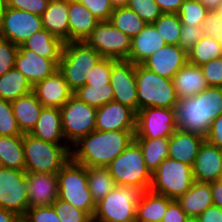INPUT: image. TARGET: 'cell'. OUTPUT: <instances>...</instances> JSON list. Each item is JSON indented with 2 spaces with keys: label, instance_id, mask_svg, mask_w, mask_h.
Here are the masks:
<instances>
[{
  "label": "cell",
  "instance_id": "cell-1",
  "mask_svg": "<svg viewBox=\"0 0 222 222\" xmlns=\"http://www.w3.org/2000/svg\"><path fill=\"white\" fill-rule=\"evenodd\" d=\"M134 138L135 130H94L71 147V159L86 167H108Z\"/></svg>",
  "mask_w": 222,
  "mask_h": 222
},
{
  "label": "cell",
  "instance_id": "cell-2",
  "mask_svg": "<svg viewBox=\"0 0 222 222\" xmlns=\"http://www.w3.org/2000/svg\"><path fill=\"white\" fill-rule=\"evenodd\" d=\"M26 173L57 174L71 158L68 144H54L23 134Z\"/></svg>",
  "mask_w": 222,
  "mask_h": 222
},
{
  "label": "cell",
  "instance_id": "cell-3",
  "mask_svg": "<svg viewBox=\"0 0 222 222\" xmlns=\"http://www.w3.org/2000/svg\"><path fill=\"white\" fill-rule=\"evenodd\" d=\"M143 190L119 185L96 203L93 222H136L137 203Z\"/></svg>",
  "mask_w": 222,
  "mask_h": 222
},
{
  "label": "cell",
  "instance_id": "cell-4",
  "mask_svg": "<svg viewBox=\"0 0 222 222\" xmlns=\"http://www.w3.org/2000/svg\"><path fill=\"white\" fill-rule=\"evenodd\" d=\"M138 111L146 107L175 109L178 103L173 81L135 64Z\"/></svg>",
  "mask_w": 222,
  "mask_h": 222
},
{
  "label": "cell",
  "instance_id": "cell-5",
  "mask_svg": "<svg viewBox=\"0 0 222 222\" xmlns=\"http://www.w3.org/2000/svg\"><path fill=\"white\" fill-rule=\"evenodd\" d=\"M103 57L92 47L82 42H67L63 45L58 70L69 88L75 92L86 84V74Z\"/></svg>",
  "mask_w": 222,
  "mask_h": 222
},
{
  "label": "cell",
  "instance_id": "cell-6",
  "mask_svg": "<svg viewBox=\"0 0 222 222\" xmlns=\"http://www.w3.org/2000/svg\"><path fill=\"white\" fill-rule=\"evenodd\" d=\"M107 168L117 186H136L143 191L150 189L152 174L146 168L142 150L135 140Z\"/></svg>",
  "mask_w": 222,
  "mask_h": 222
},
{
  "label": "cell",
  "instance_id": "cell-7",
  "mask_svg": "<svg viewBox=\"0 0 222 222\" xmlns=\"http://www.w3.org/2000/svg\"><path fill=\"white\" fill-rule=\"evenodd\" d=\"M57 176L58 198L69 202L93 217L96 203L88 189L87 167L70 158L57 173Z\"/></svg>",
  "mask_w": 222,
  "mask_h": 222
},
{
  "label": "cell",
  "instance_id": "cell-8",
  "mask_svg": "<svg viewBox=\"0 0 222 222\" xmlns=\"http://www.w3.org/2000/svg\"><path fill=\"white\" fill-rule=\"evenodd\" d=\"M192 166L166 158L152 173L150 191L177 200L193 185Z\"/></svg>",
  "mask_w": 222,
  "mask_h": 222
},
{
  "label": "cell",
  "instance_id": "cell-9",
  "mask_svg": "<svg viewBox=\"0 0 222 222\" xmlns=\"http://www.w3.org/2000/svg\"><path fill=\"white\" fill-rule=\"evenodd\" d=\"M60 112L64 138L70 147L95 130L97 108L76 96L72 95Z\"/></svg>",
  "mask_w": 222,
  "mask_h": 222
},
{
  "label": "cell",
  "instance_id": "cell-10",
  "mask_svg": "<svg viewBox=\"0 0 222 222\" xmlns=\"http://www.w3.org/2000/svg\"><path fill=\"white\" fill-rule=\"evenodd\" d=\"M131 40L107 20L99 21L84 42L103 58L127 60L131 50Z\"/></svg>",
  "mask_w": 222,
  "mask_h": 222
},
{
  "label": "cell",
  "instance_id": "cell-11",
  "mask_svg": "<svg viewBox=\"0 0 222 222\" xmlns=\"http://www.w3.org/2000/svg\"><path fill=\"white\" fill-rule=\"evenodd\" d=\"M27 195V173L0 166V208L22 219L29 208Z\"/></svg>",
  "mask_w": 222,
  "mask_h": 222
},
{
  "label": "cell",
  "instance_id": "cell-12",
  "mask_svg": "<svg viewBox=\"0 0 222 222\" xmlns=\"http://www.w3.org/2000/svg\"><path fill=\"white\" fill-rule=\"evenodd\" d=\"M176 129L175 109L146 107L136 113L135 138L170 137Z\"/></svg>",
  "mask_w": 222,
  "mask_h": 222
},
{
  "label": "cell",
  "instance_id": "cell-13",
  "mask_svg": "<svg viewBox=\"0 0 222 222\" xmlns=\"http://www.w3.org/2000/svg\"><path fill=\"white\" fill-rule=\"evenodd\" d=\"M43 29L41 16L6 7L0 17V38L20 46L37 31Z\"/></svg>",
  "mask_w": 222,
  "mask_h": 222
},
{
  "label": "cell",
  "instance_id": "cell-14",
  "mask_svg": "<svg viewBox=\"0 0 222 222\" xmlns=\"http://www.w3.org/2000/svg\"><path fill=\"white\" fill-rule=\"evenodd\" d=\"M110 84L113 88V100L138 112L137 83L135 64L128 60H117L112 65Z\"/></svg>",
  "mask_w": 222,
  "mask_h": 222
},
{
  "label": "cell",
  "instance_id": "cell-15",
  "mask_svg": "<svg viewBox=\"0 0 222 222\" xmlns=\"http://www.w3.org/2000/svg\"><path fill=\"white\" fill-rule=\"evenodd\" d=\"M177 129L206 136L210 125L204 120L203 91L178 100L175 107Z\"/></svg>",
  "mask_w": 222,
  "mask_h": 222
},
{
  "label": "cell",
  "instance_id": "cell-16",
  "mask_svg": "<svg viewBox=\"0 0 222 222\" xmlns=\"http://www.w3.org/2000/svg\"><path fill=\"white\" fill-rule=\"evenodd\" d=\"M95 130H136V113L131 108L112 100L97 108Z\"/></svg>",
  "mask_w": 222,
  "mask_h": 222
},
{
  "label": "cell",
  "instance_id": "cell-17",
  "mask_svg": "<svg viewBox=\"0 0 222 222\" xmlns=\"http://www.w3.org/2000/svg\"><path fill=\"white\" fill-rule=\"evenodd\" d=\"M188 62L187 52L179 45H168L157 50L141 65L159 76L171 79Z\"/></svg>",
  "mask_w": 222,
  "mask_h": 222
},
{
  "label": "cell",
  "instance_id": "cell-18",
  "mask_svg": "<svg viewBox=\"0 0 222 222\" xmlns=\"http://www.w3.org/2000/svg\"><path fill=\"white\" fill-rule=\"evenodd\" d=\"M59 62L60 60L43 58L29 49L18 48L14 67L34 86L37 82L53 75L58 70Z\"/></svg>",
  "mask_w": 222,
  "mask_h": 222
},
{
  "label": "cell",
  "instance_id": "cell-19",
  "mask_svg": "<svg viewBox=\"0 0 222 222\" xmlns=\"http://www.w3.org/2000/svg\"><path fill=\"white\" fill-rule=\"evenodd\" d=\"M192 170L194 181L197 182L210 183L222 179L221 149L204 140Z\"/></svg>",
  "mask_w": 222,
  "mask_h": 222
},
{
  "label": "cell",
  "instance_id": "cell-20",
  "mask_svg": "<svg viewBox=\"0 0 222 222\" xmlns=\"http://www.w3.org/2000/svg\"><path fill=\"white\" fill-rule=\"evenodd\" d=\"M29 208L50 206L58 199V176L47 173H27Z\"/></svg>",
  "mask_w": 222,
  "mask_h": 222
},
{
  "label": "cell",
  "instance_id": "cell-21",
  "mask_svg": "<svg viewBox=\"0 0 222 222\" xmlns=\"http://www.w3.org/2000/svg\"><path fill=\"white\" fill-rule=\"evenodd\" d=\"M33 92L43 107L61 108L73 95L63 75L57 70L53 75L37 82Z\"/></svg>",
  "mask_w": 222,
  "mask_h": 222
},
{
  "label": "cell",
  "instance_id": "cell-22",
  "mask_svg": "<svg viewBox=\"0 0 222 222\" xmlns=\"http://www.w3.org/2000/svg\"><path fill=\"white\" fill-rule=\"evenodd\" d=\"M204 140L203 135L176 129L169 137L168 158L193 166Z\"/></svg>",
  "mask_w": 222,
  "mask_h": 222
},
{
  "label": "cell",
  "instance_id": "cell-23",
  "mask_svg": "<svg viewBox=\"0 0 222 222\" xmlns=\"http://www.w3.org/2000/svg\"><path fill=\"white\" fill-rule=\"evenodd\" d=\"M99 20L80 2L68 0L69 42L87 39Z\"/></svg>",
  "mask_w": 222,
  "mask_h": 222
},
{
  "label": "cell",
  "instance_id": "cell-24",
  "mask_svg": "<svg viewBox=\"0 0 222 222\" xmlns=\"http://www.w3.org/2000/svg\"><path fill=\"white\" fill-rule=\"evenodd\" d=\"M165 45L166 42L154 25L147 23V25L132 38L131 50L127 60L133 64L141 65L147 58Z\"/></svg>",
  "mask_w": 222,
  "mask_h": 222
},
{
  "label": "cell",
  "instance_id": "cell-25",
  "mask_svg": "<svg viewBox=\"0 0 222 222\" xmlns=\"http://www.w3.org/2000/svg\"><path fill=\"white\" fill-rule=\"evenodd\" d=\"M178 100L195 96L208 87L200 66L186 63L172 78Z\"/></svg>",
  "mask_w": 222,
  "mask_h": 222
},
{
  "label": "cell",
  "instance_id": "cell-26",
  "mask_svg": "<svg viewBox=\"0 0 222 222\" xmlns=\"http://www.w3.org/2000/svg\"><path fill=\"white\" fill-rule=\"evenodd\" d=\"M42 26L62 42H69L68 0H50L41 15Z\"/></svg>",
  "mask_w": 222,
  "mask_h": 222
},
{
  "label": "cell",
  "instance_id": "cell-27",
  "mask_svg": "<svg viewBox=\"0 0 222 222\" xmlns=\"http://www.w3.org/2000/svg\"><path fill=\"white\" fill-rule=\"evenodd\" d=\"M30 134L54 144H67L62 130L60 108L43 107L36 126Z\"/></svg>",
  "mask_w": 222,
  "mask_h": 222
},
{
  "label": "cell",
  "instance_id": "cell-28",
  "mask_svg": "<svg viewBox=\"0 0 222 222\" xmlns=\"http://www.w3.org/2000/svg\"><path fill=\"white\" fill-rule=\"evenodd\" d=\"M13 114L22 134H30L40 117L43 105L32 91L11 102Z\"/></svg>",
  "mask_w": 222,
  "mask_h": 222
},
{
  "label": "cell",
  "instance_id": "cell-29",
  "mask_svg": "<svg viewBox=\"0 0 222 222\" xmlns=\"http://www.w3.org/2000/svg\"><path fill=\"white\" fill-rule=\"evenodd\" d=\"M176 201L188 216L198 217L213 205L210 183L194 181L190 189Z\"/></svg>",
  "mask_w": 222,
  "mask_h": 222
},
{
  "label": "cell",
  "instance_id": "cell-30",
  "mask_svg": "<svg viewBox=\"0 0 222 222\" xmlns=\"http://www.w3.org/2000/svg\"><path fill=\"white\" fill-rule=\"evenodd\" d=\"M172 201L164 195L144 191L137 203L136 222H161Z\"/></svg>",
  "mask_w": 222,
  "mask_h": 222
},
{
  "label": "cell",
  "instance_id": "cell-31",
  "mask_svg": "<svg viewBox=\"0 0 222 222\" xmlns=\"http://www.w3.org/2000/svg\"><path fill=\"white\" fill-rule=\"evenodd\" d=\"M63 45L64 42L51 35L43 28L25 40L19 48H26L34 51L36 54L46 59L60 60Z\"/></svg>",
  "mask_w": 222,
  "mask_h": 222
},
{
  "label": "cell",
  "instance_id": "cell-32",
  "mask_svg": "<svg viewBox=\"0 0 222 222\" xmlns=\"http://www.w3.org/2000/svg\"><path fill=\"white\" fill-rule=\"evenodd\" d=\"M0 166L25 171L23 135L0 136Z\"/></svg>",
  "mask_w": 222,
  "mask_h": 222
},
{
  "label": "cell",
  "instance_id": "cell-33",
  "mask_svg": "<svg viewBox=\"0 0 222 222\" xmlns=\"http://www.w3.org/2000/svg\"><path fill=\"white\" fill-rule=\"evenodd\" d=\"M32 91V84L26 79L24 74L15 67L0 76V98L5 101L12 102L18 97L24 96Z\"/></svg>",
  "mask_w": 222,
  "mask_h": 222
},
{
  "label": "cell",
  "instance_id": "cell-34",
  "mask_svg": "<svg viewBox=\"0 0 222 222\" xmlns=\"http://www.w3.org/2000/svg\"><path fill=\"white\" fill-rule=\"evenodd\" d=\"M139 144L146 168L151 174L157 169L160 163L168 158L169 137L164 138H134Z\"/></svg>",
  "mask_w": 222,
  "mask_h": 222
},
{
  "label": "cell",
  "instance_id": "cell-35",
  "mask_svg": "<svg viewBox=\"0 0 222 222\" xmlns=\"http://www.w3.org/2000/svg\"><path fill=\"white\" fill-rule=\"evenodd\" d=\"M87 183L95 203L117 186L107 167H87Z\"/></svg>",
  "mask_w": 222,
  "mask_h": 222
},
{
  "label": "cell",
  "instance_id": "cell-36",
  "mask_svg": "<svg viewBox=\"0 0 222 222\" xmlns=\"http://www.w3.org/2000/svg\"><path fill=\"white\" fill-rule=\"evenodd\" d=\"M188 63L201 66L212 59L222 57L221 41L203 36L188 52Z\"/></svg>",
  "mask_w": 222,
  "mask_h": 222
},
{
  "label": "cell",
  "instance_id": "cell-37",
  "mask_svg": "<svg viewBox=\"0 0 222 222\" xmlns=\"http://www.w3.org/2000/svg\"><path fill=\"white\" fill-rule=\"evenodd\" d=\"M109 21L131 39L147 25L136 12L127 6L114 8Z\"/></svg>",
  "mask_w": 222,
  "mask_h": 222
},
{
  "label": "cell",
  "instance_id": "cell-38",
  "mask_svg": "<svg viewBox=\"0 0 222 222\" xmlns=\"http://www.w3.org/2000/svg\"><path fill=\"white\" fill-rule=\"evenodd\" d=\"M73 95L80 101L99 108L113 100V88L110 83L98 85L85 84L73 92Z\"/></svg>",
  "mask_w": 222,
  "mask_h": 222
},
{
  "label": "cell",
  "instance_id": "cell-39",
  "mask_svg": "<svg viewBox=\"0 0 222 222\" xmlns=\"http://www.w3.org/2000/svg\"><path fill=\"white\" fill-rule=\"evenodd\" d=\"M168 45H179L182 23L177 13H163L152 23Z\"/></svg>",
  "mask_w": 222,
  "mask_h": 222
},
{
  "label": "cell",
  "instance_id": "cell-40",
  "mask_svg": "<svg viewBox=\"0 0 222 222\" xmlns=\"http://www.w3.org/2000/svg\"><path fill=\"white\" fill-rule=\"evenodd\" d=\"M209 11L198 0H183L177 14L182 24L202 26Z\"/></svg>",
  "mask_w": 222,
  "mask_h": 222
},
{
  "label": "cell",
  "instance_id": "cell-41",
  "mask_svg": "<svg viewBox=\"0 0 222 222\" xmlns=\"http://www.w3.org/2000/svg\"><path fill=\"white\" fill-rule=\"evenodd\" d=\"M204 120L212 121L222 114V87L208 86L203 90Z\"/></svg>",
  "mask_w": 222,
  "mask_h": 222
},
{
  "label": "cell",
  "instance_id": "cell-42",
  "mask_svg": "<svg viewBox=\"0 0 222 222\" xmlns=\"http://www.w3.org/2000/svg\"><path fill=\"white\" fill-rule=\"evenodd\" d=\"M52 206L61 222H93L92 217L87 212L76 208L65 200L58 198Z\"/></svg>",
  "mask_w": 222,
  "mask_h": 222
},
{
  "label": "cell",
  "instance_id": "cell-43",
  "mask_svg": "<svg viewBox=\"0 0 222 222\" xmlns=\"http://www.w3.org/2000/svg\"><path fill=\"white\" fill-rule=\"evenodd\" d=\"M23 135L13 114L11 102L0 98V136Z\"/></svg>",
  "mask_w": 222,
  "mask_h": 222
},
{
  "label": "cell",
  "instance_id": "cell-44",
  "mask_svg": "<svg viewBox=\"0 0 222 222\" xmlns=\"http://www.w3.org/2000/svg\"><path fill=\"white\" fill-rule=\"evenodd\" d=\"M127 7L146 23L155 22L163 14L154 0H129Z\"/></svg>",
  "mask_w": 222,
  "mask_h": 222
},
{
  "label": "cell",
  "instance_id": "cell-45",
  "mask_svg": "<svg viewBox=\"0 0 222 222\" xmlns=\"http://www.w3.org/2000/svg\"><path fill=\"white\" fill-rule=\"evenodd\" d=\"M113 58H102L86 74V84L98 85L109 84L112 65L116 62Z\"/></svg>",
  "mask_w": 222,
  "mask_h": 222
},
{
  "label": "cell",
  "instance_id": "cell-46",
  "mask_svg": "<svg viewBox=\"0 0 222 222\" xmlns=\"http://www.w3.org/2000/svg\"><path fill=\"white\" fill-rule=\"evenodd\" d=\"M23 222H61L52 205L28 208Z\"/></svg>",
  "mask_w": 222,
  "mask_h": 222
},
{
  "label": "cell",
  "instance_id": "cell-47",
  "mask_svg": "<svg viewBox=\"0 0 222 222\" xmlns=\"http://www.w3.org/2000/svg\"><path fill=\"white\" fill-rule=\"evenodd\" d=\"M19 46L0 38V76L14 67Z\"/></svg>",
  "mask_w": 222,
  "mask_h": 222
},
{
  "label": "cell",
  "instance_id": "cell-48",
  "mask_svg": "<svg viewBox=\"0 0 222 222\" xmlns=\"http://www.w3.org/2000/svg\"><path fill=\"white\" fill-rule=\"evenodd\" d=\"M208 86L222 87V57L200 66Z\"/></svg>",
  "mask_w": 222,
  "mask_h": 222
},
{
  "label": "cell",
  "instance_id": "cell-49",
  "mask_svg": "<svg viewBox=\"0 0 222 222\" xmlns=\"http://www.w3.org/2000/svg\"><path fill=\"white\" fill-rule=\"evenodd\" d=\"M82 3L85 7L99 20H110L111 13L114 8L110 0H76Z\"/></svg>",
  "mask_w": 222,
  "mask_h": 222
},
{
  "label": "cell",
  "instance_id": "cell-50",
  "mask_svg": "<svg viewBox=\"0 0 222 222\" xmlns=\"http://www.w3.org/2000/svg\"><path fill=\"white\" fill-rule=\"evenodd\" d=\"M50 0H6V7L23 10L41 16Z\"/></svg>",
  "mask_w": 222,
  "mask_h": 222
},
{
  "label": "cell",
  "instance_id": "cell-51",
  "mask_svg": "<svg viewBox=\"0 0 222 222\" xmlns=\"http://www.w3.org/2000/svg\"><path fill=\"white\" fill-rule=\"evenodd\" d=\"M203 36L202 26L182 24L179 46L188 52Z\"/></svg>",
  "mask_w": 222,
  "mask_h": 222
},
{
  "label": "cell",
  "instance_id": "cell-52",
  "mask_svg": "<svg viewBox=\"0 0 222 222\" xmlns=\"http://www.w3.org/2000/svg\"><path fill=\"white\" fill-rule=\"evenodd\" d=\"M203 34L205 37L222 40V19L216 11L210 10L202 24Z\"/></svg>",
  "mask_w": 222,
  "mask_h": 222
},
{
  "label": "cell",
  "instance_id": "cell-53",
  "mask_svg": "<svg viewBox=\"0 0 222 222\" xmlns=\"http://www.w3.org/2000/svg\"><path fill=\"white\" fill-rule=\"evenodd\" d=\"M205 140L222 149V114L212 121Z\"/></svg>",
  "mask_w": 222,
  "mask_h": 222
},
{
  "label": "cell",
  "instance_id": "cell-54",
  "mask_svg": "<svg viewBox=\"0 0 222 222\" xmlns=\"http://www.w3.org/2000/svg\"><path fill=\"white\" fill-rule=\"evenodd\" d=\"M188 215L181 208L180 204L173 200L163 215L161 222H185Z\"/></svg>",
  "mask_w": 222,
  "mask_h": 222
},
{
  "label": "cell",
  "instance_id": "cell-55",
  "mask_svg": "<svg viewBox=\"0 0 222 222\" xmlns=\"http://www.w3.org/2000/svg\"><path fill=\"white\" fill-rule=\"evenodd\" d=\"M200 222H222V208L211 205L198 216Z\"/></svg>",
  "mask_w": 222,
  "mask_h": 222
},
{
  "label": "cell",
  "instance_id": "cell-56",
  "mask_svg": "<svg viewBox=\"0 0 222 222\" xmlns=\"http://www.w3.org/2000/svg\"><path fill=\"white\" fill-rule=\"evenodd\" d=\"M162 13H178L183 0H154Z\"/></svg>",
  "mask_w": 222,
  "mask_h": 222
},
{
  "label": "cell",
  "instance_id": "cell-57",
  "mask_svg": "<svg viewBox=\"0 0 222 222\" xmlns=\"http://www.w3.org/2000/svg\"><path fill=\"white\" fill-rule=\"evenodd\" d=\"M213 204L222 208V179L210 182Z\"/></svg>",
  "mask_w": 222,
  "mask_h": 222
},
{
  "label": "cell",
  "instance_id": "cell-58",
  "mask_svg": "<svg viewBox=\"0 0 222 222\" xmlns=\"http://www.w3.org/2000/svg\"><path fill=\"white\" fill-rule=\"evenodd\" d=\"M21 218L7 209L0 208V222H20Z\"/></svg>",
  "mask_w": 222,
  "mask_h": 222
},
{
  "label": "cell",
  "instance_id": "cell-59",
  "mask_svg": "<svg viewBox=\"0 0 222 222\" xmlns=\"http://www.w3.org/2000/svg\"><path fill=\"white\" fill-rule=\"evenodd\" d=\"M209 10H214L222 0H198Z\"/></svg>",
  "mask_w": 222,
  "mask_h": 222
},
{
  "label": "cell",
  "instance_id": "cell-60",
  "mask_svg": "<svg viewBox=\"0 0 222 222\" xmlns=\"http://www.w3.org/2000/svg\"><path fill=\"white\" fill-rule=\"evenodd\" d=\"M113 8L125 7L127 6L129 0H110Z\"/></svg>",
  "mask_w": 222,
  "mask_h": 222
},
{
  "label": "cell",
  "instance_id": "cell-61",
  "mask_svg": "<svg viewBox=\"0 0 222 222\" xmlns=\"http://www.w3.org/2000/svg\"><path fill=\"white\" fill-rule=\"evenodd\" d=\"M217 12L219 17L222 19V1L218 4V6L214 9Z\"/></svg>",
  "mask_w": 222,
  "mask_h": 222
},
{
  "label": "cell",
  "instance_id": "cell-62",
  "mask_svg": "<svg viewBox=\"0 0 222 222\" xmlns=\"http://www.w3.org/2000/svg\"><path fill=\"white\" fill-rule=\"evenodd\" d=\"M6 8V0H0V17Z\"/></svg>",
  "mask_w": 222,
  "mask_h": 222
},
{
  "label": "cell",
  "instance_id": "cell-63",
  "mask_svg": "<svg viewBox=\"0 0 222 222\" xmlns=\"http://www.w3.org/2000/svg\"><path fill=\"white\" fill-rule=\"evenodd\" d=\"M185 222H200L198 217L195 216H188Z\"/></svg>",
  "mask_w": 222,
  "mask_h": 222
}]
</instances>
